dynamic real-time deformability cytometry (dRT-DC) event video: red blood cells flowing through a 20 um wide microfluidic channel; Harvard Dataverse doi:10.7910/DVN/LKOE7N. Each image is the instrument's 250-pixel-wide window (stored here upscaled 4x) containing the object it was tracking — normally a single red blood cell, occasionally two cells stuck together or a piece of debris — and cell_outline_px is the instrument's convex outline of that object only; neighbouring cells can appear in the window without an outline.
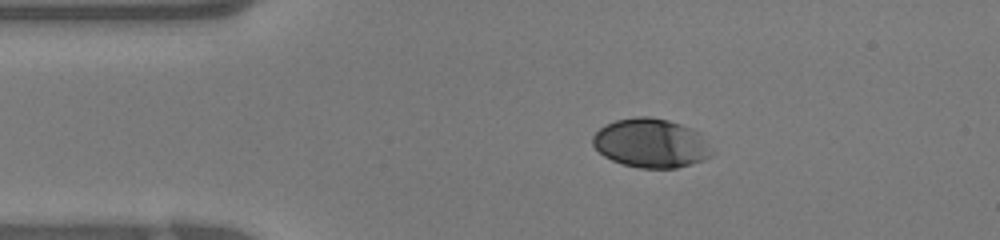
{"species": "human", "species_latin": "Homo sapiens", "temperature_condition": "warm", "stored_images_in_passage": 33, "camera_frame_rate_fps": 3000, "um_per_image_px": 0.085, "donor": {"sex": "female"}, "frame": {"image": 1, "passage_image": 1, "time_ms": 0.0, "image_size_px": [1000, 240], "cell_outline_px": [[712, 156], [704, 160], [676, 168], [640, 168], [624, 164], [612, 160], [604, 156], [592, 144], [592, 136], [604, 124], [616, 120], [636, 116], [648, 116], [668, 120], [692, 128], [700, 132]], "centroid_in_image_um": [55.3, 12.16], "position_along_channel_um": 29.7, "area_um2": 33.87}}
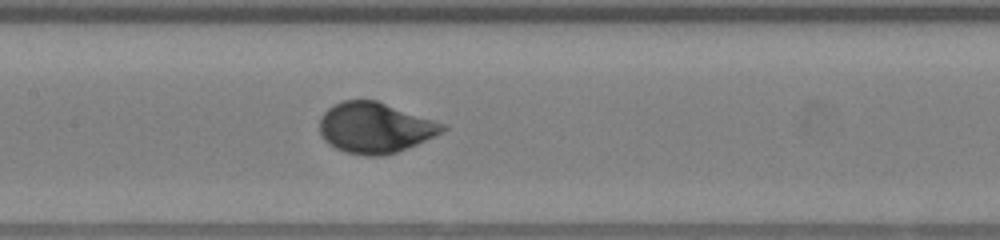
{"frame": {"image": 2, "passage_image": 12, "time_ms": 3.667, "image_size_px": [1000, 240], "cell_outline_px": [[448, 128], [444, 132], [436, 136], [408, 148], [384, 156], [364, 156], [344, 152], [328, 144], [320, 136], [320, 116], [328, 108], [344, 100], [376, 100], [448, 124]], "centroid_in_image_um": [31.91, 10.87], "position_along_channel_um": 175.5, "area_um2": 36.7}}
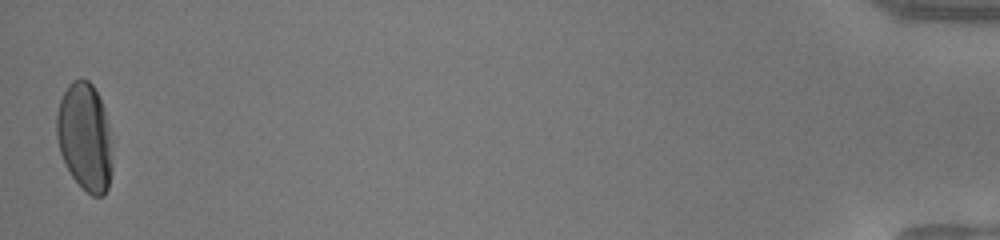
{"frame": {"image": 3, "passage_image": 33, "time_ms": 10.667, "image_size_px": [1000, 240], "cell_outline_px": [[112, 172], [108, 188], [104, 196], [92, 196], [72, 176], [60, 152], [56, 136], [56, 116], [60, 100], [68, 84], [72, 80], [88, 80], [92, 84], [104, 108], [108, 124], [112, 148]], "centroid_in_image_um": [7.22, 11.65], "position_along_channel_um": 428.0, "area_um2": 34.97}}